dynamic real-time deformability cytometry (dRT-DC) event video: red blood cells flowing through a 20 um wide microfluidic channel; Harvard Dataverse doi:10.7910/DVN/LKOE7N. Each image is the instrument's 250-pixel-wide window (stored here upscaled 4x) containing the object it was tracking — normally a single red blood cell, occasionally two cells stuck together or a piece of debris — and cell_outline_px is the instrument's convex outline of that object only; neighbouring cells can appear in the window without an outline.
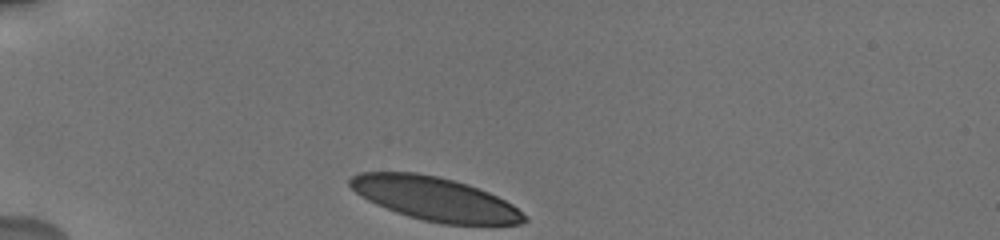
{"species": "human", "species_latin": "Homo sapiens", "temperature_condition": "cold", "stored_images_in_passage": 6, "camera_frame_rate_fps": 3000, "um_per_image_px": 0.085, "donor": {"sex": "male"}, "frame": {"image": 1, "passage_image": 1, "time_ms": 0.0, "image_size_px": [1000, 240], "cell_outline_px": [[528, 220], [520, 224], [444, 224], [424, 220], [408, 216], [396, 212], [376, 204], [360, 196], [348, 184], [348, 180], [352, 176], [360, 172], [416, 172], [440, 176], [468, 184], [488, 192], [512, 204]], "centroid_in_image_um": [36.93, 16.88], "position_along_channel_um": 48.1, "area_um2": 43.93}}
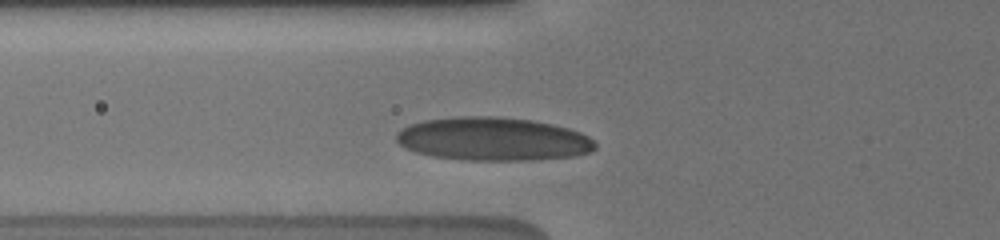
{"frame": {"image": 2, "passage_image": 6, "time_ms": 2.0, "image_size_px": [1000, 240], "cell_outline_px": [[596, 148], [592, 152], [576, 156], [532, 160], [468, 160], [432, 156], [416, 152], [400, 144], [396, 140], [396, 132], [408, 124], [424, 120], [456, 116], [492, 116], [532, 120], [552, 124], [568, 128], [580, 132], [588, 136], [596, 144]], "centroid_in_image_um": [41.91, 11.81], "position_along_channel_um": 83.9, "area_um2": 50.4}}